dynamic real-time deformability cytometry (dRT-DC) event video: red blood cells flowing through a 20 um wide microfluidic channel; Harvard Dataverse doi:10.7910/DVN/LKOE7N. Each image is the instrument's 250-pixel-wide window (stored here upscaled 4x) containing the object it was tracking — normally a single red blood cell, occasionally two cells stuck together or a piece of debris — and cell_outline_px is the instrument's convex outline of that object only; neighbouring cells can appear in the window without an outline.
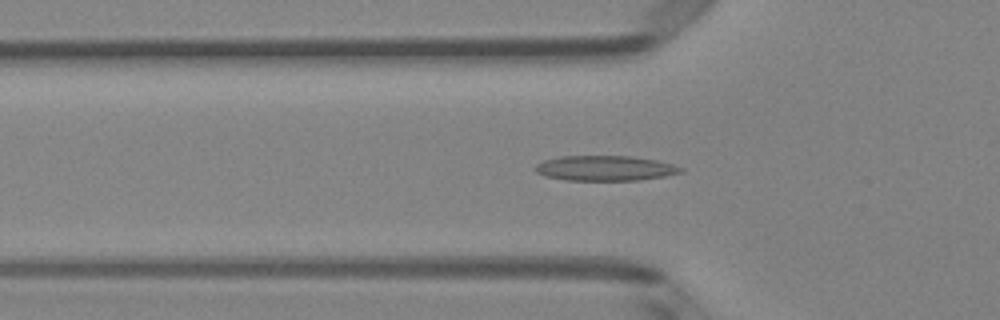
{"species": "Egyptian fruit bat (a non-hibernating species)", "species_latin": "Rousettus aegyptiacus", "temperature_condition": "room temperature", "stored_images_in_passage": 51, "camera_frame_rate_fps": 3000, "um_per_image_px": 0.085, "animal": {"sex": "female"}, "frame": {"image": 1, "passage_image": 17, "time_ms": 5.333, "image_size_px": [1000, 320], "cell_outline_px": [[684, 172], [664, 176], [640, 180], [564, 180], [544, 176], [536, 172], [536, 164], [544, 160], [560, 156], [632, 156], [656, 160], [672, 164], [684, 168]], "centroid_in_image_um": [51.44, 14.3], "position_along_channel_um": 74.4, "area_um2": 21.33}}
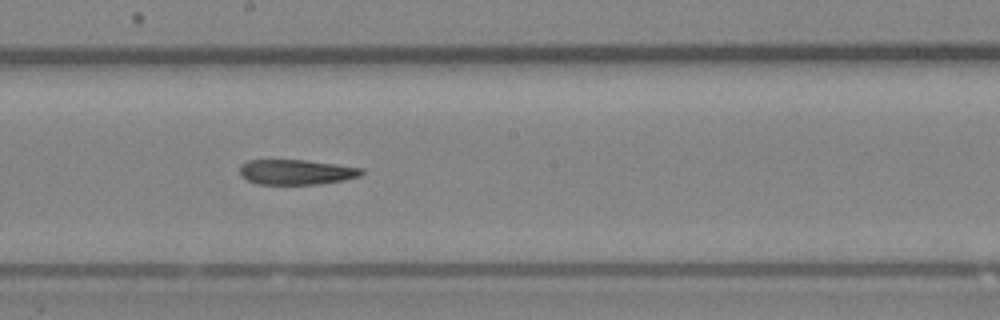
{"frame": {"image": 2, "passage_image": 28, "time_ms": 9.0, "image_size_px": [1000, 320], "cell_outline_px": [[364, 172], [360, 176], [344, 180], [320, 184], [256, 184], [240, 176], [240, 164], [248, 160], [304, 160], [364, 168]], "centroid_in_image_um": [25.17, 14.63], "position_along_channel_um": 223.0, "area_um2": 17.86}}
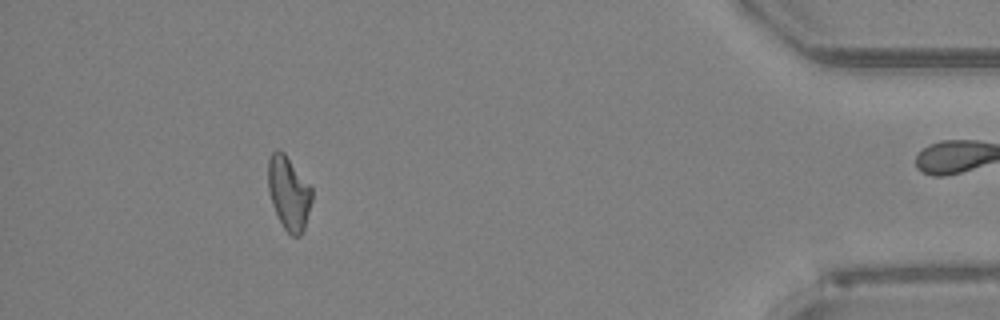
{"frame": {"image": 3, "passage_image": 46, "time_ms": 15.0, "image_size_px": [1000, 320], "cell_outline_px": [[312, 200], [304, 232], [300, 236], [292, 236], [284, 228], [272, 204], [268, 192], [268, 160], [272, 152], [276, 148], [280, 148], [284, 152], [312, 188]], "centroid_in_image_um": [24.54, 16.4], "position_along_channel_um": 410.7, "area_um2": 18.9}}